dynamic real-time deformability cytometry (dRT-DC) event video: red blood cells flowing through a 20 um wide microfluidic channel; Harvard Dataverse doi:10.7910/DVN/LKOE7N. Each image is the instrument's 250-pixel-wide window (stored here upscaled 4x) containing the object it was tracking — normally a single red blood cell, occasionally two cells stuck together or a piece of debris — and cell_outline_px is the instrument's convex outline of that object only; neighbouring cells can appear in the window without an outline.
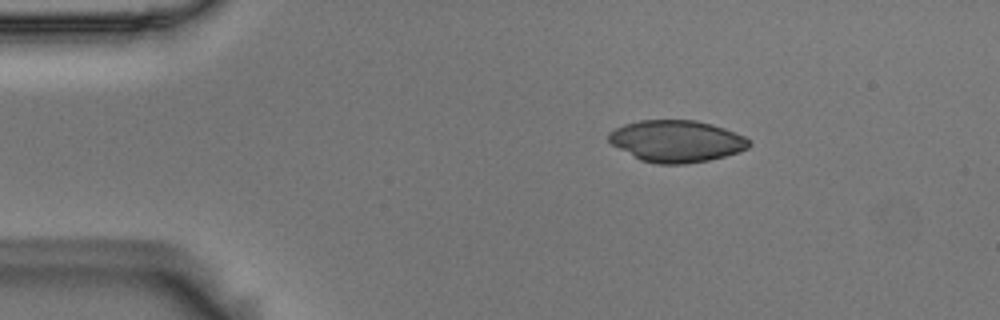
{"species": "Egyptian fruit bat (a non-hibernating species)", "species_latin": "Rousettus aegyptiacus", "temperature_condition": "room temperature", "stored_images_in_passage": 3, "camera_frame_rate_fps": 3000, "um_per_image_px": 0.085, "animal": {"sex": "male"}, "frame": {"image": 1, "passage_image": 2, "time_ms": 0.333, "image_size_px": [1000, 320], "cell_outline_px": [[752, 144], [748, 148], [724, 156], [708, 160], [684, 164], [656, 164], [640, 160], [612, 144], [608, 140], [608, 132], [624, 124], [640, 120], [696, 120], [712, 124], [736, 132], [752, 140]], "centroid_in_image_um": [57.52, 11.99], "position_along_channel_um": 27.5, "area_um2": 34.22}}